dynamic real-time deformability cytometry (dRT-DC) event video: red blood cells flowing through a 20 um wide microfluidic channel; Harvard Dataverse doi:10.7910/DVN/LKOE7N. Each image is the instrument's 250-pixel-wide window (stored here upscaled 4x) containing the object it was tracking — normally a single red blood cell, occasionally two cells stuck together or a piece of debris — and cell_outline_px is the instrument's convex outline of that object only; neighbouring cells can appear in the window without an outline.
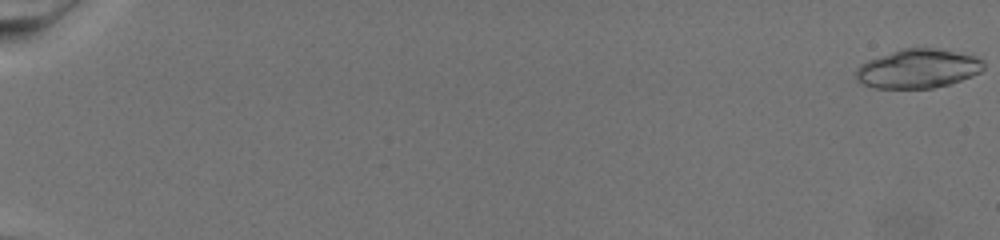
{"species": "common noctule bat (a hibernating species)", "species_latin": "Nyctalus noctula", "temperature_condition": "warm", "stored_images_in_passage": 32, "camera_frame_rate_fps": 3000, "um_per_image_px": 0.085, "animal": {"sex": "female", "body_mass_g": 19.5, "forearm_length_mm": 54.1}, "frame": {"image": 1, "passage_image": 1, "time_ms": 0.0, "image_size_px": [1000, 240], "cell_outline_px": [[984, 68], [980, 72], [972, 76], [948, 84], [932, 88], [876, 88], [864, 84], [856, 80], [856, 68], [860, 64], [868, 60], [900, 48], [936, 48], [976, 56], [984, 60]], "centroid_in_image_um": [78.02, 5.83], "position_along_channel_um": 7.0, "area_um2": 29.07}}
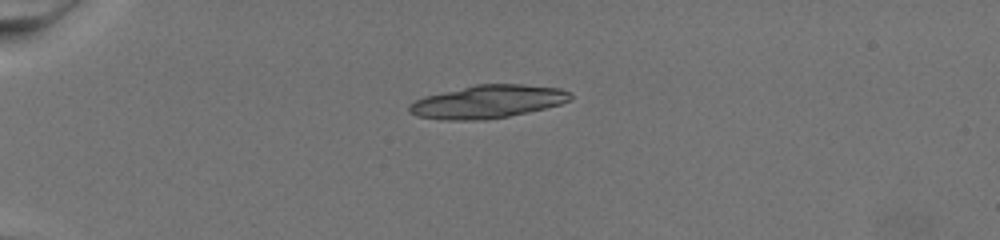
{"frame": {"image": 2, "passage_image": 23, "time_ms": 7.333, "image_size_px": [1000, 240], "cell_outline_px": [[572, 100], [560, 104], [528, 112], [488, 120], [440, 120], [416, 116], [408, 112], [408, 104], [424, 96], [476, 84], [524, 84], [560, 88], [568, 92], [572, 96]], "centroid_in_image_um": [41.42, 8.65], "position_along_channel_um": 43.6, "area_um2": 31.21}}